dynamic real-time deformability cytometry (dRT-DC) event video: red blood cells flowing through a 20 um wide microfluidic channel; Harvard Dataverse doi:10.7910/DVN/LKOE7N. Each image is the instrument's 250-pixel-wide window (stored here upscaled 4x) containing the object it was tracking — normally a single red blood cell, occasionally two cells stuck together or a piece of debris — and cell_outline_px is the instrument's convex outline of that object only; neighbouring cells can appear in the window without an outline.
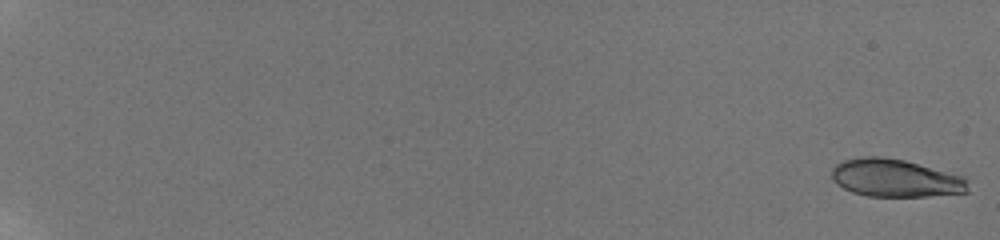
{"species": "human", "species_latin": "Homo sapiens", "temperature_condition": "room temperature", "stored_images_in_passage": 13, "camera_frame_rate_fps": 3000, "um_per_image_px": 0.085, "donor": {"sex": "male"}, "frame": {"image": 1, "passage_image": 1, "time_ms": 0.0, "image_size_px": [1000, 240], "cell_outline_px": [[968, 192], [928, 196], [868, 196], [852, 192], [844, 188], [832, 176], [832, 168], [836, 164], [844, 160], [864, 156], [880, 156], [904, 160], [964, 176], [968, 180]], "centroid_in_image_um": [76.14, 15.13], "position_along_channel_um": 8.9, "area_um2": 29.82}}
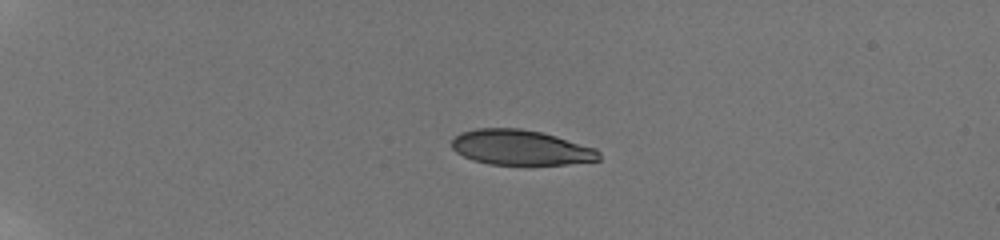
{"frame": {"image": 2, "passage_image": 6, "time_ms": 5.333, "image_size_px": [1000, 240], "cell_outline_px": [[600, 160], [568, 164], [488, 164], [472, 160], [456, 152], [452, 148], [452, 140], [460, 132], [476, 128], [520, 128], [540, 132], [556, 136], [596, 148], [600, 152]], "centroid_in_image_um": [44.25, 12.53], "position_along_channel_um": 40.7, "area_um2": 30.11}}